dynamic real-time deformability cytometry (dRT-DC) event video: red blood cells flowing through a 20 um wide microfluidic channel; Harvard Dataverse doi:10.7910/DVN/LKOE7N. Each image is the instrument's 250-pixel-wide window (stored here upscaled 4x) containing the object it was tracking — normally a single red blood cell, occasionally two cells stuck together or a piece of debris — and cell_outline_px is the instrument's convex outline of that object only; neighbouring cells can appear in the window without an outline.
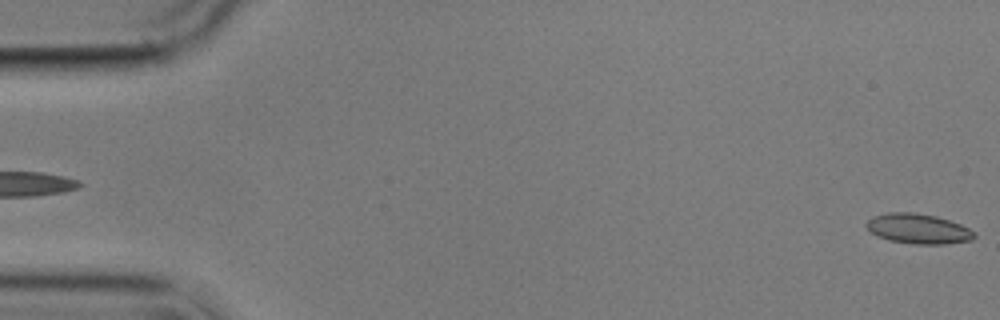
{"species": "common noctule bat (a hibernating species)", "species_latin": "Nyctalus noctula", "temperature_condition": "cold", "stored_images_in_passage": 6, "segment_of_instrument_passage": [2, 2], "camera_frame_rate_fps": 3000, "um_per_image_px": 0.085, "animal": {"sex": "male", "body_mass_g": 17.9}, "frame": {"image": 1, "passage_image": 6, "time_ms": 5.667, "image_size_px": [1000, 320], "cell_outline_px": [[976, 236], [972, 240], [944, 244], [912, 244], [888, 240], [876, 236], [864, 224], [872, 216], [888, 212], [912, 212], [936, 216], [960, 224], [976, 232]], "centroid_in_image_um": [78.04, 19.44], "position_along_channel_um": 7.0, "area_um2": 18.96}}